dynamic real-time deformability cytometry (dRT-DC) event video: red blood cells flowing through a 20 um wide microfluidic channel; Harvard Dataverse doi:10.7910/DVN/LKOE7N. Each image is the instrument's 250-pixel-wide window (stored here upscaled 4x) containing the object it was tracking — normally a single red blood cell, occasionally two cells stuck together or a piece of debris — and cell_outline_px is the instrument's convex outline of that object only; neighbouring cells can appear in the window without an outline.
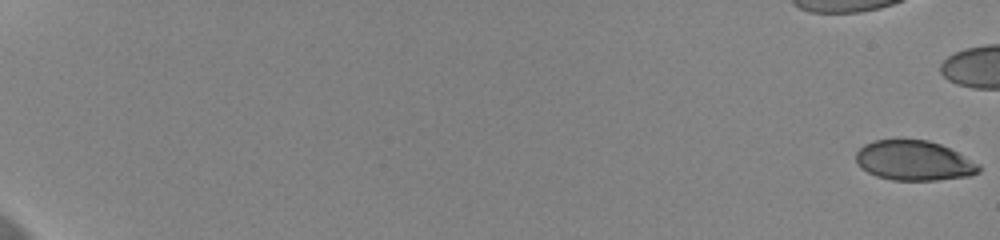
{"species": "human", "species_latin": "Homo sapiens", "temperature_condition": "cold", "stored_images_in_passage": 55, "camera_frame_rate_fps": 3000, "um_per_image_px": 0.085, "donor": {"sex": "female"}, "frame": {"image": 1, "passage_image": 1, "time_ms": 0.0, "image_size_px": [1000, 240], "cell_outline_px": [[980, 172], [972, 176], [936, 180], [892, 180], [876, 176], [860, 168], [856, 160], [856, 152], [864, 144], [872, 140], [928, 140], [940, 144], [980, 164]], "centroid_in_image_um": [77.68, 13.66], "position_along_channel_um": 7.3, "area_um2": 28.55}}